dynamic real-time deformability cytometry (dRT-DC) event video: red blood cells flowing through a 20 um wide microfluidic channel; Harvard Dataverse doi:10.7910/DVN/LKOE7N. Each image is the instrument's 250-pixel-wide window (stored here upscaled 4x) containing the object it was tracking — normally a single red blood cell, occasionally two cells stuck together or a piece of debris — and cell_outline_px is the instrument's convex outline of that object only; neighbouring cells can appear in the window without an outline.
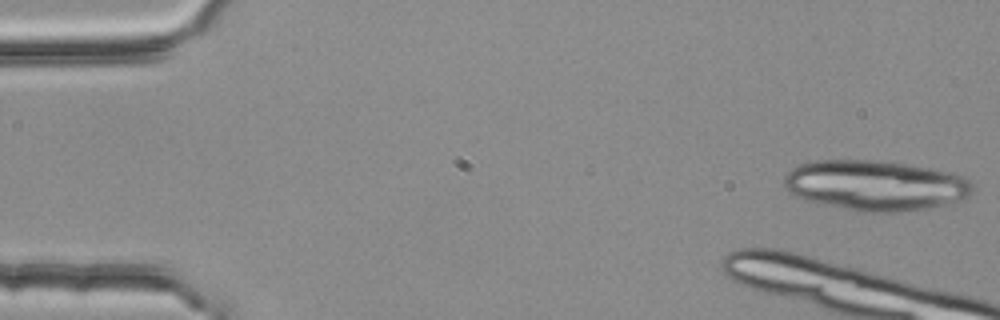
{"species": "common noctule bat (a hibernating species)", "species_latin": "Nyctalus noctula", "temperature_condition": "room temperature", "stored_images_in_passage": 5, "camera_frame_rate_fps": 3000, "um_per_image_px": 0.085, "animal": {"sex": "female", "body_mass_g": 25.1}, "frame": {"image": 1, "passage_image": 1, "time_ms": 0.0, "image_size_px": [1000, 320], "cell_outline_px": [[972, 192], [968, 196], [960, 200], [948, 204], [928, 208], [900, 212], [864, 212], [804, 200], [788, 192], [784, 188], [784, 176], [792, 168], [800, 164], [816, 160], [876, 160], [904, 164], [952, 172], [964, 176], [972, 184]], "centroid_in_image_um": [74.4, 15.76], "position_along_channel_um": 10.6, "area_um2": 55.26}}